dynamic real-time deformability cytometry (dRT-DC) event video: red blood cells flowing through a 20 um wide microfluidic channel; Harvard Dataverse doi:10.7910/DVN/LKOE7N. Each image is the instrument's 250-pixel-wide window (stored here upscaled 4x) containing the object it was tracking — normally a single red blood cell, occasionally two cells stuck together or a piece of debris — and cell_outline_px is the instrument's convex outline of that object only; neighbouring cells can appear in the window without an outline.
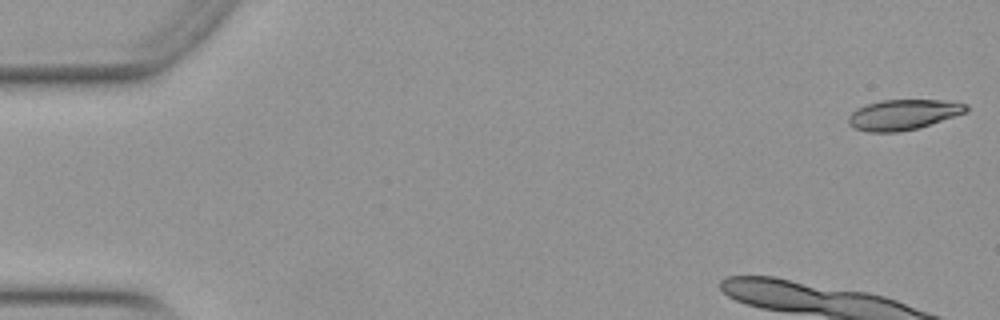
{"species": "Egyptian fruit bat (a non-hibernating species)", "species_latin": "Rousettus aegyptiacus", "temperature_condition": "warm", "stored_images_in_passage": 4, "camera_frame_rate_fps": 3000, "um_per_image_px": 0.085, "animal": {"sex": "female"}, "frame": {"image": 1, "passage_image": 1, "time_ms": 0.0, "image_size_px": [1000, 320], "cell_outline_px": [[968, 112], [920, 128], [900, 132], [868, 132], [856, 128], [848, 124], [848, 116], [856, 108], [880, 100], [940, 100], [968, 104]], "centroid_in_image_um": [76.79, 9.75], "position_along_channel_um": 8.2, "area_um2": 20.98}}